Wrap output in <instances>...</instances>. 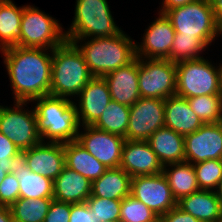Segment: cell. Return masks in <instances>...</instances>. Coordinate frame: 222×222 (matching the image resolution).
<instances>
[{"instance_id":"obj_1","label":"cell","mask_w":222,"mask_h":222,"mask_svg":"<svg viewBox=\"0 0 222 222\" xmlns=\"http://www.w3.org/2000/svg\"><path fill=\"white\" fill-rule=\"evenodd\" d=\"M47 50L18 45L1 50L15 101L50 95L52 50Z\"/></svg>"},{"instance_id":"obj_2","label":"cell","mask_w":222,"mask_h":222,"mask_svg":"<svg viewBox=\"0 0 222 222\" xmlns=\"http://www.w3.org/2000/svg\"><path fill=\"white\" fill-rule=\"evenodd\" d=\"M37 130L41 140L70 142L77 139L80 128L76 103L70 99L51 95L33 99Z\"/></svg>"},{"instance_id":"obj_3","label":"cell","mask_w":222,"mask_h":222,"mask_svg":"<svg viewBox=\"0 0 222 222\" xmlns=\"http://www.w3.org/2000/svg\"><path fill=\"white\" fill-rule=\"evenodd\" d=\"M93 77L84 56L69 41L52 50L50 95L67 97L78 95Z\"/></svg>"},{"instance_id":"obj_4","label":"cell","mask_w":222,"mask_h":222,"mask_svg":"<svg viewBox=\"0 0 222 222\" xmlns=\"http://www.w3.org/2000/svg\"><path fill=\"white\" fill-rule=\"evenodd\" d=\"M90 40V41H89ZM77 48L93 76L103 77L111 71L133 62L136 57V43L123 31L109 37L90 38Z\"/></svg>"},{"instance_id":"obj_5","label":"cell","mask_w":222,"mask_h":222,"mask_svg":"<svg viewBox=\"0 0 222 222\" xmlns=\"http://www.w3.org/2000/svg\"><path fill=\"white\" fill-rule=\"evenodd\" d=\"M75 17L66 41L78 44L89 37H109L122 32L112 17L107 0H76Z\"/></svg>"},{"instance_id":"obj_6","label":"cell","mask_w":222,"mask_h":222,"mask_svg":"<svg viewBox=\"0 0 222 222\" xmlns=\"http://www.w3.org/2000/svg\"><path fill=\"white\" fill-rule=\"evenodd\" d=\"M173 26L175 36L198 37L206 46L222 35L210 0H197L164 13Z\"/></svg>"},{"instance_id":"obj_7","label":"cell","mask_w":222,"mask_h":222,"mask_svg":"<svg viewBox=\"0 0 222 222\" xmlns=\"http://www.w3.org/2000/svg\"><path fill=\"white\" fill-rule=\"evenodd\" d=\"M204 58L176 63V95L191 98L221 94L222 65L215 68Z\"/></svg>"},{"instance_id":"obj_8","label":"cell","mask_w":222,"mask_h":222,"mask_svg":"<svg viewBox=\"0 0 222 222\" xmlns=\"http://www.w3.org/2000/svg\"><path fill=\"white\" fill-rule=\"evenodd\" d=\"M65 41L66 35L55 18L34 6H24L21 18V38L18 40V46L43 48L50 51Z\"/></svg>"},{"instance_id":"obj_9","label":"cell","mask_w":222,"mask_h":222,"mask_svg":"<svg viewBox=\"0 0 222 222\" xmlns=\"http://www.w3.org/2000/svg\"><path fill=\"white\" fill-rule=\"evenodd\" d=\"M138 81L141 97L165 100L174 96L176 63L168 59L139 58Z\"/></svg>"},{"instance_id":"obj_10","label":"cell","mask_w":222,"mask_h":222,"mask_svg":"<svg viewBox=\"0 0 222 222\" xmlns=\"http://www.w3.org/2000/svg\"><path fill=\"white\" fill-rule=\"evenodd\" d=\"M12 108L0 105V132L23 152L42 142L35 110H23L27 102L15 101Z\"/></svg>"},{"instance_id":"obj_11","label":"cell","mask_w":222,"mask_h":222,"mask_svg":"<svg viewBox=\"0 0 222 222\" xmlns=\"http://www.w3.org/2000/svg\"><path fill=\"white\" fill-rule=\"evenodd\" d=\"M130 195L159 217L177 206V200L163 173L131 177Z\"/></svg>"},{"instance_id":"obj_12","label":"cell","mask_w":222,"mask_h":222,"mask_svg":"<svg viewBox=\"0 0 222 222\" xmlns=\"http://www.w3.org/2000/svg\"><path fill=\"white\" fill-rule=\"evenodd\" d=\"M165 100L141 97L130 106L126 140L147 141L159 128L164 127Z\"/></svg>"},{"instance_id":"obj_13","label":"cell","mask_w":222,"mask_h":222,"mask_svg":"<svg viewBox=\"0 0 222 222\" xmlns=\"http://www.w3.org/2000/svg\"><path fill=\"white\" fill-rule=\"evenodd\" d=\"M84 132H78L76 141L107 169L118 168L121 164L125 138L95 128L84 126Z\"/></svg>"},{"instance_id":"obj_14","label":"cell","mask_w":222,"mask_h":222,"mask_svg":"<svg viewBox=\"0 0 222 222\" xmlns=\"http://www.w3.org/2000/svg\"><path fill=\"white\" fill-rule=\"evenodd\" d=\"M185 162L197 164L222 159V122L203 124L184 136Z\"/></svg>"},{"instance_id":"obj_15","label":"cell","mask_w":222,"mask_h":222,"mask_svg":"<svg viewBox=\"0 0 222 222\" xmlns=\"http://www.w3.org/2000/svg\"><path fill=\"white\" fill-rule=\"evenodd\" d=\"M21 157L32 172L54 181L65 166L64 143L44 141L23 151Z\"/></svg>"},{"instance_id":"obj_16","label":"cell","mask_w":222,"mask_h":222,"mask_svg":"<svg viewBox=\"0 0 222 222\" xmlns=\"http://www.w3.org/2000/svg\"><path fill=\"white\" fill-rule=\"evenodd\" d=\"M175 30L165 14L159 17L146 29L142 44H136V57L148 59H167L171 52ZM144 56V57H143Z\"/></svg>"},{"instance_id":"obj_17","label":"cell","mask_w":222,"mask_h":222,"mask_svg":"<svg viewBox=\"0 0 222 222\" xmlns=\"http://www.w3.org/2000/svg\"><path fill=\"white\" fill-rule=\"evenodd\" d=\"M78 96L79 107L76 108L79 123L83 126H93L112 100L107 82L98 76H93Z\"/></svg>"},{"instance_id":"obj_18","label":"cell","mask_w":222,"mask_h":222,"mask_svg":"<svg viewBox=\"0 0 222 222\" xmlns=\"http://www.w3.org/2000/svg\"><path fill=\"white\" fill-rule=\"evenodd\" d=\"M163 167L147 141L125 140L120 168L131 177L160 174Z\"/></svg>"},{"instance_id":"obj_19","label":"cell","mask_w":222,"mask_h":222,"mask_svg":"<svg viewBox=\"0 0 222 222\" xmlns=\"http://www.w3.org/2000/svg\"><path fill=\"white\" fill-rule=\"evenodd\" d=\"M139 58L130 64L104 75L111 99L126 106H132L141 98L139 93Z\"/></svg>"},{"instance_id":"obj_20","label":"cell","mask_w":222,"mask_h":222,"mask_svg":"<svg viewBox=\"0 0 222 222\" xmlns=\"http://www.w3.org/2000/svg\"><path fill=\"white\" fill-rule=\"evenodd\" d=\"M92 193V182L75 170L64 166L53 181V199L65 203H82Z\"/></svg>"},{"instance_id":"obj_21","label":"cell","mask_w":222,"mask_h":222,"mask_svg":"<svg viewBox=\"0 0 222 222\" xmlns=\"http://www.w3.org/2000/svg\"><path fill=\"white\" fill-rule=\"evenodd\" d=\"M177 206L201 222H222V205L215 191L200 189L182 197Z\"/></svg>"},{"instance_id":"obj_22","label":"cell","mask_w":222,"mask_h":222,"mask_svg":"<svg viewBox=\"0 0 222 222\" xmlns=\"http://www.w3.org/2000/svg\"><path fill=\"white\" fill-rule=\"evenodd\" d=\"M203 124L186 98L174 95L165 99V127L185 136L193 133Z\"/></svg>"},{"instance_id":"obj_23","label":"cell","mask_w":222,"mask_h":222,"mask_svg":"<svg viewBox=\"0 0 222 222\" xmlns=\"http://www.w3.org/2000/svg\"><path fill=\"white\" fill-rule=\"evenodd\" d=\"M150 147L164 165L185 162L184 136L170 128L162 127L147 140Z\"/></svg>"},{"instance_id":"obj_24","label":"cell","mask_w":222,"mask_h":222,"mask_svg":"<svg viewBox=\"0 0 222 222\" xmlns=\"http://www.w3.org/2000/svg\"><path fill=\"white\" fill-rule=\"evenodd\" d=\"M19 181V198H53V181L32 172L23 158L17 159L13 170Z\"/></svg>"},{"instance_id":"obj_25","label":"cell","mask_w":222,"mask_h":222,"mask_svg":"<svg viewBox=\"0 0 222 222\" xmlns=\"http://www.w3.org/2000/svg\"><path fill=\"white\" fill-rule=\"evenodd\" d=\"M65 166L75 170L93 182L99 179L107 168L91 155L76 140L64 143Z\"/></svg>"},{"instance_id":"obj_26","label":"cell","mask_w":222,"mask_h":222,"mask_svg":"<svg viewBox=\"0 0 222 222\" xmlns=\"http://www.w3.org/2000/svg\"><path fill=\"white\" fill-rule=\"evenodd\" d=\"M131 176L122 168H109L104 174L92 182L94 197L122 200L130 195Z\"/></svg>"},{"instance_id":"obj_27","label":"cell","mask_w":222,"mask_h":222,"mask_svg":"<svg viewBox=\"0 0 222 222\" xmlns=\"http://www.w3.org/2000/svg\"><path fill=\"white\" fill-rule=\"evenodd\" d=\"M172 167L170 170L166 167ZM165 175L174 198L179 201L182 197L188 196L200 190L196 172L192 163H170L163 167Z\"/></svg>"},{"instance_id":"obj_28","label":"cell","mask_w":222,"mask_h":222,"mask_svg":"<svg viewBox=\"0 0 222 222\" xmlns=\"http://www.w3.org/2000/svg\"><path fill=\"white\" fill-rule=\"evenodd\" d=\"M23 7L11 0H0V49L17 46L21 38Z\"/></svg>"},{"instance_id":"obj_29","label":"cell","mask_w":222,"mask_h":222,"mask_svg":"<svg viewBox=\"0 0 222 222\" xmlns=\"http://www.w3.org/2000/svg\"><path fill=\"white\" fill-rule=\"evenodd\" d=\"M130 107L111 100L101 117L93 125L95 128L126 137Z\"/></svg>"},{"instance_id":"obj_30","label":"cell","mask_w":222,"mask_h":222,"mask_svg":"<svg viewBox=\"0 0 222 222\" xmlns=\"http://www.w3.org/2000/svg\"><path fill=\"white\" fill-rule=\"evenodd\" d=\"M53 198H19L11 206L12 216L22 222H43Z\"/></svg>"},{"instance_id":"obj_31","label":"cell","mask_w":222,"mask_h":222,"mask_svg":"<svg viewBox=\"0 0 222 222\" xmlns=\"http://www.w3.org/2000/svg\"><path fill=\"white\" fill-rule=\"evenodd\" d=\"M187 100L193 112L204 124L222 122L221 94L191 97Z\"/></svg>"},{"instance_id":"obj_32","label":"cell","mask_w":222,"mask_h":222,"mask_svg":"<svg viewBox=\"0 0 222 222\" xmlns=\"http://www.w3.org/2000/svg\"><path fill=\"white\" fill-rule=\"evenodd\" d=\"M205 48L207 46L198 37L175 36L167 59L175 63L184 60L200 59L203 57L199 54Z\"/></svg>"},{"instance_id":"obj_33","label":"cell","mask_w":222,"mask_h":222,"mask_svg":"<svg viewBox=\"0 0 222 222\" xmlns=\"http://www.w3.org/2000/svg\"><path fill=\"white\" fill-rule=\"evenodd\" d=\"M201 190L215 191L222 179V159L206 160L193 164Z\"/></svg>"},{"instance_id":"obj_34","label":"cell","mask_w":222,"mask_h":222,"mask_svg":"<svg viewBox=\"0 0 222 222\" xmlns=\"http://www.w3.org/2000/svg\"><path fill=\"white\" fill-rule=\"evenodd\" d=\"M158 218L157 214L132 195L121 201L120 222H154Z\"/></svg>"},{"instance_id":"obj_35","label":"cell","mask_w":222,"mask_h":222,"mask_svg":"<svg viewBox=\"0 0 222 222\" xmlns=\"http://www.w3.org/2000/svg\"><path fill=\"white\" fill-rule=\"evenodd\" d=\"M121 201L90 195L86 203L94 211L96 222H120Z\"/></svg>"},{"instance_id":"obj_36","label":"cell","mask_w":222,"mask_h":222,"mask_svg":"<svg viewBox=\"0 0 222 222\" xmlns=\"http://www.w3.org/2000/svg\"><path fill=\"white\" fill-rule=\"evenodd\" d=\"M19 181L14 172L8 173L0 183V206L10 207L19 199Z\"/></svg>"},{"instance_id":"obj_37","label":"cell","mask_w":222,"mask_h":222,"mask_svg":"<svg viewBox=\"0 0 222 222\" xmlns=\"http://www.w3.org/2000/svg\"><path fill=\"white\" fill-rule=\"evenodd\" d=\"M71 203L52 200L43 222H70Z\"/></svg>"},{"instance_id":"obj_38","label":"cell","mask_w":222,"mask_h":222,"mask_svg":"<svg viewBox=\"0 0 222 222\" xmlns=\"http://www.w3.org/2000/svg\"><path fill=\"white\" fill-rule=\"evenodd\" d=\"M21 155L17 146L0 132V163H15Z\"/></svg>"},{"instance_id":"obj_39","label":"cell","mask_w":222,"mask_h":222,"mask_svg":"<svg viewBox=\"0 0 222 222\" xmlns=\"http://www.w3.org/2000/svg\"><path fill=\"white\" fill-rule=\"evenodd\" d=\"M70 222H96L95 213L86 202L71 204Z\"/></svg>"},{"instance_id":"obj_40","label":"cell","mask_w":222,"mask_h":222,"mask_svg":"<svg viewBox=\"0 0 222 222\" xmlns=\"http://www.w3.org/2000/svg\"><path fill=\"white\" fill-rule=\"evenodd\" d=\"M161 222H201L189 213L184 212L178 206L159 217Z\"/></svg>"},{"instance_id":"obj_41","label":"cell","mask_w":222,"mask_h":222,"mask_svg":"<svg viewBox=\"0 0 222 222\" xmlns=\"http://www.w3.org/2000/svg\"><path fill=\"white\" fill-rule=\"evenodd\" d=\"M197 0H164L162 5V9H160V13H165L166 11L175 8V7H179V6H185L187 4L193 3Z\"/></svg>"},{"instance_id":"obj_42","label":"cell","mask_w":222,"mask_h":222,"mask_svg":"<svg viewBox=\"0 0 222 222\" xmlns=\"http://www.w3.org/2000/svg\"><path fill=\"white\" fill-rule=\"evenodd\" d=\"M218 25L222 28V0H210Z\"/></svg>"},{"instance_id":"obj_43","label":"cell","mask_w":222,"mask_h":222,"mask_svg":"<svg viewBox=\"0 0 222 222\" xmlns=\"http://www.w3.org/2000/svg\"><path fill=\"white\" fill-rule=\"evenodd\" d=\"M15 163H0V183L8 173L13 172Z\"/></svg>"},{"instance_id":"obj_44","label":"cell","mask_w":222,"mask_h":222,"mask_svg":"<svg viewBox=\"0 0 222 222\" xmlns=\"http://www.w3.org/2000/svg\"><path fill=\"white\" fill-rule=\"evenodd\" d=\"M0 222H11L10 207L0 206Z\"/></svg>"},{"instance_id":"obj_45","label":"cell","mask_w":222,"mask_h":222,"mask_svg":"<svg viewBox=\"0 0 222 222\" xmlns=\"http://www.w3.org/2000/svg\"><path fill=\"white\" fill-rule=\"evenodd\" d=\"M215 192H216L217 197L220 200L221 205H222V179H221V181H220V183H219V185H218V187H217Z\"/></svg>"},{"instance_id":"obj_46","label":"cell","mask_w":222,"mask_h":222,"mask_svg":"<svg viewBox=\"0 0 222 222\" xmlns=\"http://www.w3.org/2000/svg\"><path fill=\"white\" fill-rule=\"evenodd\" d=\"M11 222H22V221L13 217L11 213Z\"/></svg>"},{"instance_id":"obj_47","label":"cell","mask_w":222,"mask_h":222,"mask_svg":"<svg viewBox=\"0 0 222 222\" xmlns=\"http://www.w3.org/2000/svg\"><path fill=\"white\" fill-rule=\"evenodd\" d=\"M221 97H222V70H221Z\"/></svg>"}]
</instances>
